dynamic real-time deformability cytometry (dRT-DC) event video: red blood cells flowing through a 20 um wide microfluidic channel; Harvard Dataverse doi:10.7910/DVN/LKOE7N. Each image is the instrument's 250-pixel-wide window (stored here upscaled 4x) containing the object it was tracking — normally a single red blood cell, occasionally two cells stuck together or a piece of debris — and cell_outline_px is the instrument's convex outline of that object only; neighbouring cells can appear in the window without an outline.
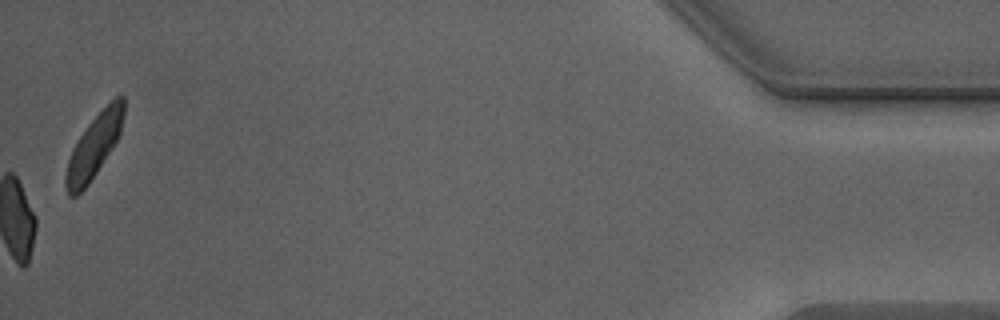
{"species": "Egyptian fruit bat (a non-hibernating species)", "species_latin": "Rousettus aegyptiacus", "temperature_condition": "warm", "stored_images_in_passage": 46, "camera_frame_rate_fps": 3000, "um_per_image_px": 0.085, "animal": {"sex": "male"}, "frame": {"image": 1, "passage_image": 46, "time_ms": 15.0, "image_size_px": [1000, 320], "cell_outline_px": [[124, 116], [120, 132], [112, 148], [88, 184], [76, 196], [68, 196], [64, 184], [64, 176], [68, 160], [72, 148], [88, 124], [116, 96], [124, 96]], "centroid_in_image_um": [7.97, 12.45], "position_along_channel_um": 427.2, "area_um2": 20.92}, "authors_computed_cell_mechanics": {"area_um2": 20.0855, "velocity_mm_per_s": 4.3163, "shape_relaxation_time_tau1_ms": 10.2644, "shape_relaxation_time_tau2_ms": 0.7821, "deformation_change_tau1": 0.2263, "deformation_change_tau2": 0.0633}}